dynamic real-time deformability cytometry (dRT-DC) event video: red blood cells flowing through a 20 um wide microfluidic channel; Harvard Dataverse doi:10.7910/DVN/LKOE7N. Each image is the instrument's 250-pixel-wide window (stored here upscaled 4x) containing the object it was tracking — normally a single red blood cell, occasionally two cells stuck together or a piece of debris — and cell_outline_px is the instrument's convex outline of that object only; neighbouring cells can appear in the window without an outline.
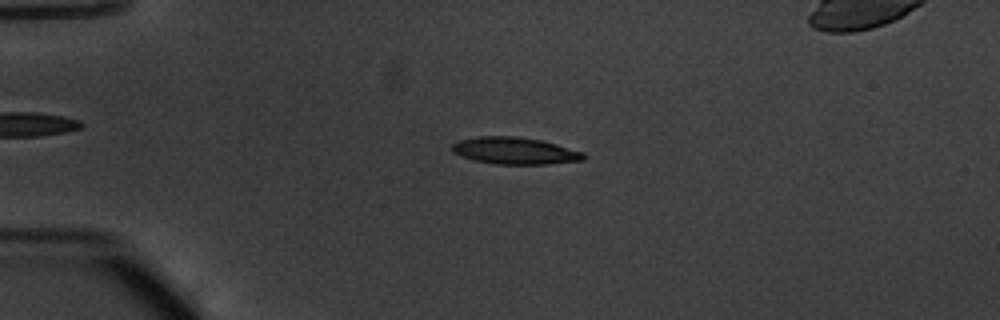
{"species": "common noctule bat (a hibernating species)", "species_latin": "Nyctalus noctula", "temperature_condition": "warm", "stored_images_in_passage": 54, "camera_frame_rate_fps": 3000, "um_per_image_px": 0.085, "animal": {"sex": "male", "body_mass_g": 20.1, "forearm_length_mm": 53.5}, "frame": {"image": 1, "passage_image": 13, "time_ms": 4.0, "image_size_px": [1000, 320], "cell_outline_px": [[588, 156], [584, 160], [548, 164], [496, 164], [476, 160], [452, 152], [452, 144], [460, 140], [480, 136], [516, 136], [540, 140], [556, 144], [584, 152]], "centroid_in_image_um": [43.81, 12.81], "position_along_channel_um": 41.2, "area_um2": 20.52}}
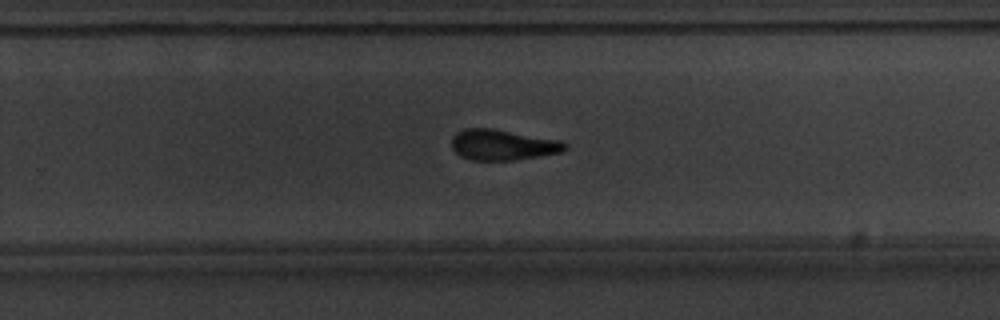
{"frame": {"image": 2, "passage_image": 35, "time_ms": 11.333, "image_size_px": [1000, 320], "cell_outline_px": [[568, 148], [560, 152], [512, 160], [472, 160], [460, 156], [452, 148], [452, 136], [456, 132], [464, 128], [492, 128], [560, 140], [568, 144]], "centroid_in_image_um": [42.7, 12.3], "position_along_channel_um": 287.1, "area_um2": 20.17}}
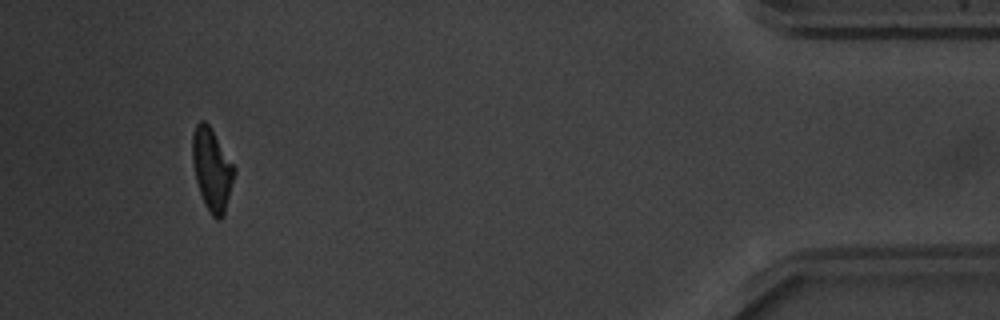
{"frame": {"image": 3, "passage_image": 50, "time_ms": 16.333, "image_size_px": [1000, 320], "cell_outline_px": [[236, 172], [224, 216], [220, 220], [216, 220], [212, 216], [204, 204], [196, 180], [192, 160], [192, 136], [196, 124], [200, 120], [204, 120], [208, 124], [236, 168]], "centroid_in_image_um": [18.02, 14.44], "position_along_channel_um": 417.2, "area_um2": 20.11}, "authors_computed_cell_mechanics": {"area_um2": 20.23, "velocity_mm_per_s": 3.8248, "shape_relaxation_time_tau1_ms": 4.6461, "shape_relaxation_time_tau2_ms": 3.1131, "deformation_change_tau1": 0.1788, "deformation_change_tau2": 0.1275}}